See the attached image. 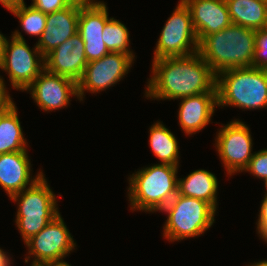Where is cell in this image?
Returning <instances> with one entry per match:
<instances>
[{"label":"cell","instance_id":"6da1fadb","mask_svg":"<svg viewBox=\"0 0 267 266\" xmlns=\"http://www.w3.org/2000/svg\"><path fill=\"white\" fill-rule=\"evenodd\" d=\"M151 70L146 98L178 100L202 93H217L216 74L199 52L153 60Z\"/></svg>","mask_w":267,"mask_h":266},{"label":"cell","instance_id":"7a4b0ae2","mask_svg":"<svg viewBox=\"0 0 267 266\" xmlns=\"http://www.w3.org/2000/svg\"><path fill=\"white\" fill-rule=\"evenodd\" d=\"M254 51L255 30L235 24L206 36L198 49L216 75L233 68L253 67Z\"/></svg>","mask_w":267,"mask_h":266},{"label":"cell","instance_id":"3957f363","mask_svg":"<svg viewBox=\"0 0 267 266\" xmlns=\"http://www.w3.org/2000/svg\"><path fill=\"white\" fill-rule=\"evenodd\" d=\"M178 167L159 163L130 175L128 198L131 210L161 211L177 195Z\"/></svg>","mask_w":267,"mask_h":266},{"label":"cell","instance_id":"277c9868","mask_svg":"<svg viewBox=\"0 0 267 266\" xmlns=\"http://www.w3.org/2000/svg\"><path fill=\"white\" fill-rule=\"evenodd\" d=\"M218 107L267 108V70L233 68L216 75Z\"/></svg>","mask_w":267,"mask_h":266},{"label":"cell","instance_id":"5b68a950","mask_svg":"<svg viewBox=\"0 0 267 266\" xmlns=\"http://www.w3.org/2000/svg\"><path fill=\"white\" fill-rule=\"evenodd\" d=\"M10 199L13 202L18 201L15 222L24 243L60 214L57 197L48 185L44 174L30 187Z\"/></svg>","mask_w":267,"mask_h":266},{"label":"cell","instance_id":"8992f818","mask_svg":"<svg viewBox=\"0 0 267 266\" xmlns=\"http://www.w3.org/2000/svg\"><path fill=\"white\" fill-rule=\"evenodd\" d=\"M161 212L168 214L163 236L174 242L203 235L215 222L216 209L204 200L177 194Z\"/></svg>","mask_w":267,"mask_h":266},{"label":"cell","instance_id":"52a82bcc","mask_svg":"<svg viewBox=\"0 0 267 266\" xmlns=\"http://www.w3.org/2000/svg\"><path fill=\"white\" fill-rule=\"evenodd\" d=\"M10 40L5 39L0 69L9 76L12 88L25 91L45 69V59L36 45L30 49L19 30Z\"/></svg>","mask_w":267,"mask_h":266},{"label":"cell","instance_id":"ba28073f","mask_svg":"<svg viewBox=\"0 0 267 266\" xmlns=\"http://www.w3.org/2000/svg\"><path fill=\"white\" fill-rule=\"evenodd\" d=\"M179 1L161 30L153 53V60L187 56L198 52L199 41L192 24L190 11L182 0Z\"/></svg>","mask_w":267,"mask_h":266},{"label":"cell","instance_id":"9c48e42d","mask_svg":"<svg viewBox=\"0 0 267 266\" xmlns=\"http://www.w3.org/2000/svg\"><path fill=\"white\" fill-rule=\"evenodd\" d=\"M25 244L28 247V257H25V263L29 262L31 256V258L34 257L31 266H44L64 260L63 258L77 246L60 214Z\"/></svg>","mask_w":267,"mask_h":266},{"label":"cell","instance_id":"30bf717a","mask_svg":"<svg viewBox=\"0 0 267 266\" xmlns=\"http://www.w3.org/2000/svg\"><path fill=\"white\" fill-rule=\"evenodd\" d=\"M215 147L227 175L244 172L254 153L249 127L242 121L232 120L217 132Z\"/></svg>","mask_w":267,"mask_h":266},{"label":"cell","instance_id":"8fae6325","mask_svg":"<svg viewBox=\"0 0 267 266\" xmlns=\"http://www.w3.org/2000/svg\"><path fill=\"white\" fill-rule=\"evenodd\" d=\"M135 59L122 52H110L98 60L88 62L82 78L77 82L79 100L83 101L85 91L98 93L115 85L132 67Z\"/></svg>","mask_w":267,"mask_h":266},{"label":"cell","instance_id":"7c38bea8","mask_svg":"<svg viewBox=\"0 0 267 266\" xmlns=\"http://www.w3.org/2000/svg\"><path fill=\"white\" fill-rule=\"evenodd\" d=\"M108 7L104 2L80 0L78 34L85 44L88 62L98 60L110 53L103 42V29L109 20Z\"/></svg>","mask_w":267,"mask_h":266},{"label":"cell","instance_id":"4fadbf2b","mask_svg":"<svg viewBox=\"0 0 267 266\" xmlns=\"http://www.w3.org/2000/svg\"><path fill=\"white\" fill-rule=\"evenodd\" d=\"M43 111L49 112L65 108L70 103V96H78L77 82L53 74L44 69L39 76L25 89Z\"/></svg>","mask_w":267,"mask_h":266},{"label":"cell","instance_id":"5bb4252c","mask_svg":"<svg viewBox=\"0 0 267 266\" xmlns=\"http://www.w3.org/2000/svg\"><path fill=\"white\" fill-rule=\"evenodd\" d=\"M45 69L53 74L68 77L78 82L88 63L85 44L78 32L45 57Z\"/></svg>","mask_w":267,"mask_h":266},{"label":"cell","instance_id":"9a60e30c","mask_svg":"<svg viewBox=\"0 0 267 266\" xmlns=\"http://www.w3.org/2000/svg\"><path fill=\"white\" fill-rule=\"evenodd\" d=\"M79 12L80 0H74L68 7L47 14L45 30L36 42L44 57L78 32Z\"/></svg>","mask_w":267,"mask_h":266},{"label":"cell","instance_id":"2e32d148","mask_svg":"<svg viewBox=\"0 0 267 266\" xmlns=\"http://www.w3.org/2000/svg\"><path fill=\"white\" fill-rule=\"evenodd\" d=\"M188 7L199 43L232 24L225 0H182Z\"/></svg>","mask_w":267,"mask_h":266},{"label":"cell","instance_id":"e0dca14e","mask_svg":"<svg viewBox=\"0 0 267 266\" xmlns=\"http://www.w3.org/2000/svg\"><path fill=\"white\" fill-rule=\"evenodd\" d=\"M28 150L0 154V185L11 198L34 184L44 173L32 178V165Z\"/></svg>","mask_w":267,"mask_h":266},{"label":"cell","instance_id":"ac0fdd59","mask_svg":"<svg viewBox=\"0 0 267 266\" xmlns=\"http://www.w3.org/2000/svg\"><path fill=\"white\" fill-rule=\"evenodd\" d=\"M180 100L178 122L182 131L189 136L203 130L218 107L217 93H202Z\"/></svg>","mask_w":267,"mask_h":266},{"label":"cell","instance_id":"d6986e66","mask_svg":"<svg viewBox=\"0 0 267 266\" xmlns=\"http://www.w3.org/2000/svg\"><path fill=\"white\" fill-rule=\"evenodd\" d=\"M217 180L210 171L195 170L185 178H178L177 194L204 200L217 210Z\"/></svg>","mask_w":267,"mask_h":266},{"label":"cell","instance_id":"ffe728a7","mask_svg":"<svg viewBox=\"0 0 267 266\" xmlns=\"http://www.w3.org/2000/svg\"><path fill=\"white\" fill-rule=\"evenodd\" d=\"M232 24L253 30L267 27V2L263 0H225Z\"/></svg>","mask_w":267,"mask_h":266},{"label":"cell","instance_id":"44dd1931","mask_svg":"<svg viewBox=\"0 0 267 266\" xmlns=\"http://www.w3.org/2000/svg\"><path fill=\"white\" fill-rule=\"evenodd\" d=\"M149 144L160 164L179 165V146L174 134L162 122L149 128Z\"/></svg>","mask_w":267,"mask_h":266},{"label":"cell","instance_id":"7402d4cb","mask_svg":"<svg viewBox=\"0 0 267 266\" xmlns=\"http://www.w3.org/2000/svg\"><path fill=\"white\" fill-rule=\"evenodd\" d=\"M17 110L13 105L0 114V154L24 151L28 147Z\"/></svg>","mask_w":267,"mask_h":266},{"label":"cell","instance_id":"603a6c76","mask_svg":"<svg viewBox=\"0 0 267 266\" xmlns=\"http://www.w3.org/2000/svg\"><path fill=\"white\" fill-rule=\"evenodd\" d=\"M102 35L103 42L110 52H122L135 59V55L129 48V31L122 22L110 17L104 26Z\"/></svg>","mask_w":267,"mask_h":266},{"label":"cell","instance_id":"cb8c5ba5","mask_svg":"<svg viewBox=\"0 0 267 266\" xmlns=\"http://www.w3.org/2000/svg\"><path fill=\"white\" fill-rule=\"evenodd\" d=\"M10 12L19 19L25 33L41 37L45 30L47 14L33 8L31 5L27 7L25 2L13 8Z\"/></svg>","mask_w":267,"mask_h":266},{"label":"cell","instance_id":"d4e9b609","mask_svg":"<svg viewBox=\"0 0 267 266\" xmlns=\"http://www.w3.org/2000/svg\"><path fill=\"white\" fill-rule=\"evenodd\" d=\"M253 67L267 70V27L255 30Z\"/></svg>","mask_w":267,"mask_h":266},{"label":"cell","instance_id":"484cf974","mask_svg":"<svg viewBox=\"0 0 267 266\" xmlns=\"http://www.w3.org/2000/svg\"><path fill=\"white\" fill-rule=\"evenodd\" d=\"M244 171L265 181L267 179V149L254 152Z\"/></svg>","mask_w":267,"mask_h":266},{"label":"cell","instance_id":"4316f807","mask_svg":"<svg viewBox=\"0 0 267 266\" xmlns=\"http://www.w3.org/2000/svg\"><path fill=\"white\" fill-rule=\"evenodd\" d=\"M31 6L45 14L68 7L74 0H32Z\"/></svg>","mask_w":267,"mask_h":266},{"label":"cell","instance_id":"83f0119b","mask_svg":"<svg viewBox=\"0 0 267 266\" xmlns=\"http://www.w3.org/2000/svg\"><path fill=\"white\" fill-rule=\"evenodd\" d=\"M13 105H15V103L6 90L3 77L0 76V114L9 110Z\"/></svg>","mask_w":267,"mask_h":266},{"label":"cell","instance_id":"f1b7e54d","mask_svg":"<svg viewBox=\"0 0 267 266\" xmlns=\"http://www.w3.org/2000/svg\"><path fill=\"white\" fill-rule=\"evenodd\" d=\"M256 224H267V194L264 195V198L260 204V210Z\"/></svg>","mask_w":267,"mask_h":266},{"label":"cell","instance_id":"f546056e","mask_svg":"<svg viewBox=\"0 0 267 266\" xmlns=\"http://www.w3.org/2000/svg\"><path fill=\"white\" fill-rule=\"evenodd\" d=\"M0 3L7 8V10L11 11L13 8L24 3V0H0Z\"/></svg>","mask_w":267,"mask_h":266},{"label":"cell","instance_id":"4dcf8cb0","mask_svg":"<svg viewBox=\"0 0 267 266\" xmlns=\"http://www.w3.org/2000/svg\"><path fill=\"white\" fill-rule=\"evenodd\" d=\"M257 225V233L261 239H263L267 243V224H256Z\"/></svg>","mask_w":267,"mask_h":266},{"label":"cell","instance_id":"1f68e13d","mask_svg":"<svg viewBox=\"0 0 267 266\" xmlns=\"http://www.w3.org/2000/svg\"><path fill=\"white\" fill-rule=\"evenodd\" d=\"M11 263L10 257L7 252L0 248V266H8Z\"/></svg>","mask_w":267,"mask_h":266},{"label":"cell","instance_id":"d6a6232c","mask_svg":"<svg viewBox=\"0 0 267 266\" xmlns=\"http://www.w3.org/2000/svg\"><path fill=\"white\" fill-rule=\"evenodd\" d=\"M5 39L6 37L2 33H0V65L2 62V58H3V48H4Z\"/></svg>","mask_w":267,"mask_h":266},{"label":"cell","instance_id":"836d02e7","mask_svg":"<svg viewBox=\"0 0 267 266\" xmlns=\"http://www.w3.org/2000/svg\"><path fill=\"white\" fill-rule=\"evenodd\" d=\"M44 266H71V264L69 265L66 261L61 260V261H55L52 263H48Z\"/></svg>","mask_w":267,"mask_h":266},{"label":"cell","instance_id":"e575fe53","mask_svg":"<svg viewBox=\"0 0 267 266\" xmlns=\"http://www.w3.org/2000/svg\"><path fill=\"white\" fill-rule=\"evenodd\" d=\"M248 266H267V260L259 261V262L253 263V264L251 263Z\"/></svg>","mask_w":267,"mask_h":266},{"label":"cell","instance_id":"d590c367","mask_svg":"<svg viewBox=\"0 0 267 266\" xmlns=\"http://www.w3.org/2000/svg\"><path fill=\"white\" fill-rule=\"evenodd\" d=\"M264 183H265V188H266L265 194H267V179L264 181Z\"/></svg>","mask_w":267,"mask_h":266}]
</instances>
